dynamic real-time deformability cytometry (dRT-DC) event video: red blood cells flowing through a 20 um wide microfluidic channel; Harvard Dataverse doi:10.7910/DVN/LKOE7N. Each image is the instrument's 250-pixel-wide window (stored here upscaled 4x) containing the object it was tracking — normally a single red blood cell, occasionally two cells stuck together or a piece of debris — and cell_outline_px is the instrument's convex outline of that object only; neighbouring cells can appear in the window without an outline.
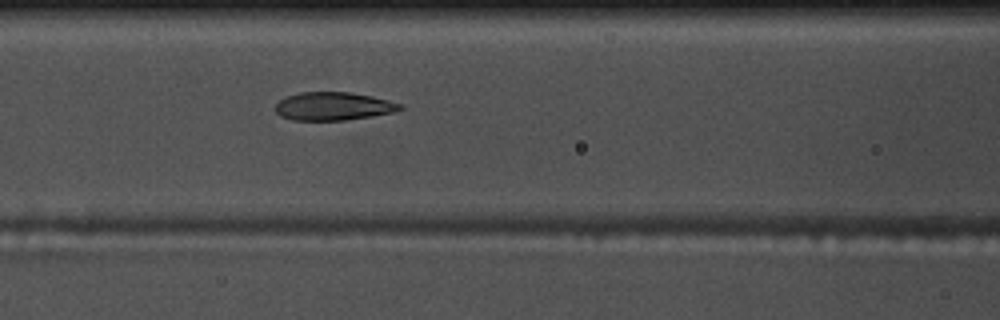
{"species": "common noctule bat (a hibernating species)", "species_latin": "Nyctalus noctula", "temperature_condition": "warm", "stored_images_in_passage": 56, "camera_frame_rate_fps": 3000, "um_per_image_px": 0.085, "animal": {"sex": "male", "body_mass_g": 17.5, "forearm_length_mm": 52.3}, "frame": {"image": 1, "passage_image": 24, "time_ms": 7.667, "image_size_px": [1000, 320], "cell_outline_px": [[404, 108], [392, 112], [372, 116], [344, 120], [292, 120], [280, 116], [276, 112], [276, 104], [280, 100], [288, 96], [300, 92], [348, 92], [372, 96], [404, 104]], "centroid_in_image_um": [28.35, 9.03], "position_along_channel_um": 138.3, "area_um2": 20.4}}
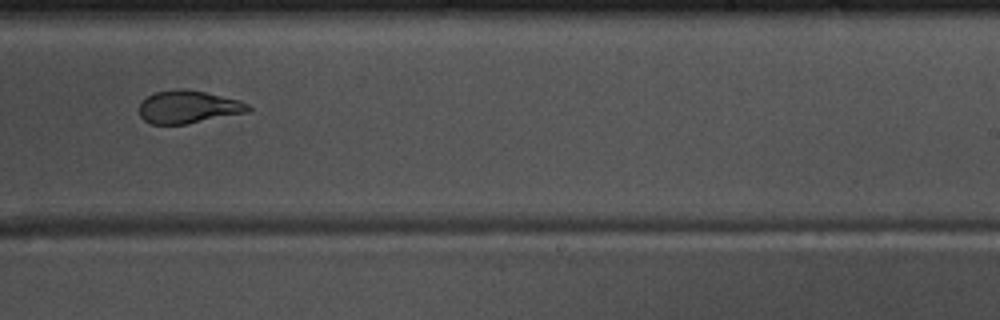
{"frame": {"image": 2, "passage_image": 35, "time_ms": 11.333, "image_size_px": [1000, 320], "cell_outline_px": [[252, 108], [248, 112], [188, 124], [152, 124], [144, 120], [140, 116], [140, 104], [148, 96], [156, 92], [176, 88], [184, 88], [204, 92], [240, 100], [248, 104]], "centroid_in_image_um": [16.02, 9.09], "position_along_channel_um": 273.0, "area_um2": 20.81}}
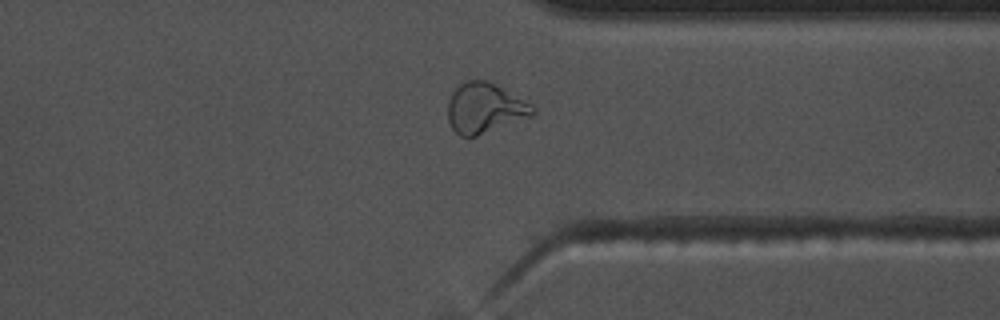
{"frame": {"image": 3, "passage_image": 43, "time_ms": 14.0, "image_size_px": [1000, 320], "cell_outline_px": [[536, 112], [532, 116], [468, 140], [460, 136], [452, 128], [448, 120], [448, 100], [452, 92], [460, 84], [468, 80], [488, 80], [532, 104], [536, 108]], "centroid_in_image_um": [41.2, 9.22], "position_along_channel_um": 370.2, "area_um2": 25.2}, "authors_computed_cell_mechanics": {"area_um2": 21.8484, "velocity_mm_per_s": 3.6917, "shape_relaxation_time_tau1_ms": 6.5105, "shape_relaxation_time_tau2_ms": 1.4464, "deformation_change_tau1": 0.2042, "deformation_change_tau2": 0.0849}}